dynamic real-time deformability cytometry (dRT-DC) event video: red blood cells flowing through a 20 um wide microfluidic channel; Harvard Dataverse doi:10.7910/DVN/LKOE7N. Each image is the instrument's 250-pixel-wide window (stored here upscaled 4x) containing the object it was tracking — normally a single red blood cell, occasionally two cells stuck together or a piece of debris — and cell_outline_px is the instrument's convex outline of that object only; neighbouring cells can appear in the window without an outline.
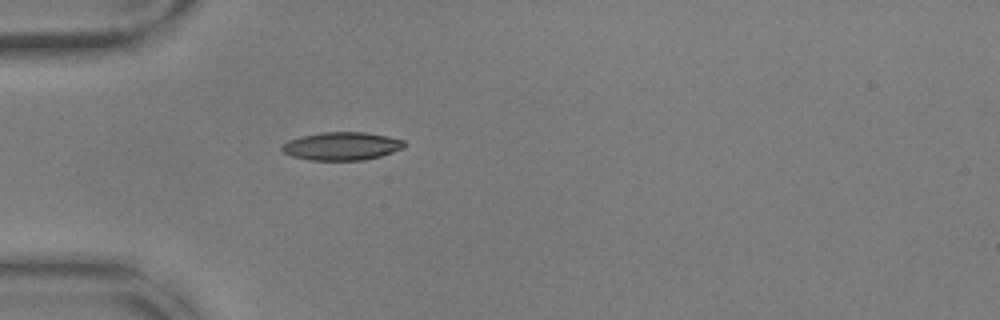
{"species": "common noctule bat (a hibernating species)", "species_latin": "Nyctalus noctula", "temperature_condition": "warm", "stored_images_in_passage": 39, "camera_frame_rate_fps": 3000, "um_per_image_px": 0.085, "animal": {"sex": "male", "body_mass_g": 17.9, "forearm_length_mm": 54.2}, "frame": {"image": 1, "passage_image": 1, "time_ms": 0.0, "image_size_px": [1000, 320], "cell_outline_px": [[404, 148], [380, 156], [364, 160], [308, 160], [292, 156], [284, 152], [280, 148], [288, 140], [300, 136], [320, 132], [364, 132], [388, 136], [404, 140]], "centroid_in_image_um": [29.03, 12.41], "position_along_channel_um": 56.0, "area_um2": 20.06}}
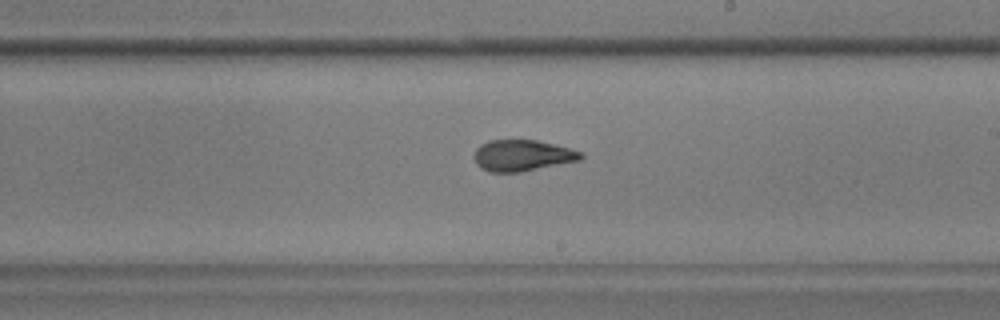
{"frame": {"image": 2, "passage_image": 17, "time_ms": 5.333, "image_size_px": [1000, 320], "cell_outline_px": [[584, 156], [580, 160], [520, 172], [488, 172], [480, 168], [476, 164], [472, 156], [476, 148], [480, 144], [488, 140], [536, 140], [556, 144], [580, 152]], "centroid_in_image_um": [44.33, 13.21], "position_along_channel_um": 244.7, "area_um2": 19.54}}
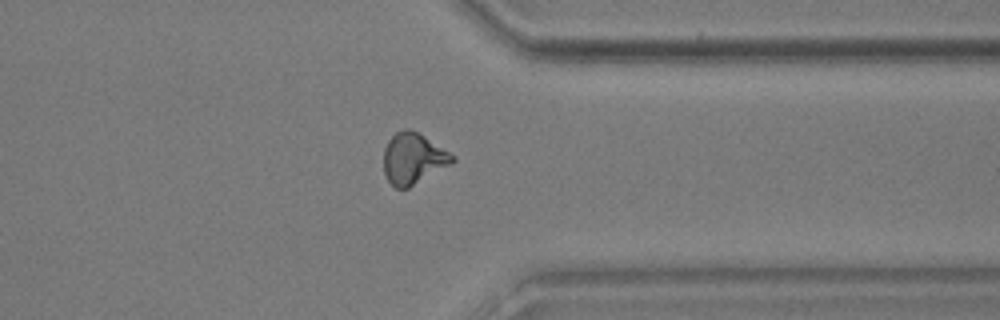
{"frame": {"image": 3, "passage_image": 28, "time_ms": 9.0, "image_size_px": [1000, 320], "cell_outline_px": [[456, 160], [452, 164], [408, 188], [396, 188], [388, 180], [384, 172], [384, 148], [388, 140], [396, 132], [404, 128], [408, 128], [424, 136], [456, 156]], "centroid_in_image_um": [35.13, 13.47], "position_along_channel_um": 376.3, "area_um2": 20.4}, "authors_computed_cell_mechanics": {"area_um2": 19.7676, "velocity_mm_per_s": 3.6696, "shape_relaxation_time_tau1_ms": 3.4496, "shape_relaxation_time_tau2_ms": 1.5528, "deformation_change_tau1": 0.1663, "deformation_change_tau2": 0.0902}}